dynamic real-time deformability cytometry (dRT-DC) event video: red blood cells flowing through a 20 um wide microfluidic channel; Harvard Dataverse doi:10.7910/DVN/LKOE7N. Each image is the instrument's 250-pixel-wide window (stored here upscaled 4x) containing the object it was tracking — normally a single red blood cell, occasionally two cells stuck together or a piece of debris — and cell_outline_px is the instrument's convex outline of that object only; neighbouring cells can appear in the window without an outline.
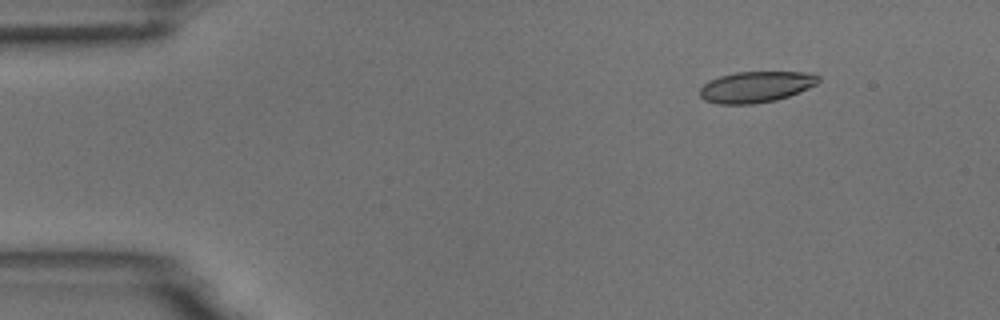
{"species": "common noctule bat (a hibernating species)", "species_latin": "Nyctalus noctula", "temperature_condition": "room temperature", "stored_images_in_passage": 6, "camera_frame_rate_fps": 3000, "um_per_image_px": 0.085, "animal": {"sex": "male", "body_mass_g": 18.8}, "frame": {"image": 1, "passage_image": 2, "time_ms": 0.333, "image_size_px": [1000, 320], "cell_outline_px": [[820, 80], [816, 84], [808, 88], [788, 96], [776, 100], [752, 104], [716, 104], [704, 100], [700, 96], [700, 88], [708, 80], [720, 76], [736, 72], [812, 72], [820, 76]], "centroid_in_image_um": [64.25, 7.38], "position_along_channel_um": 20.8, "area_um2": 21.56}}
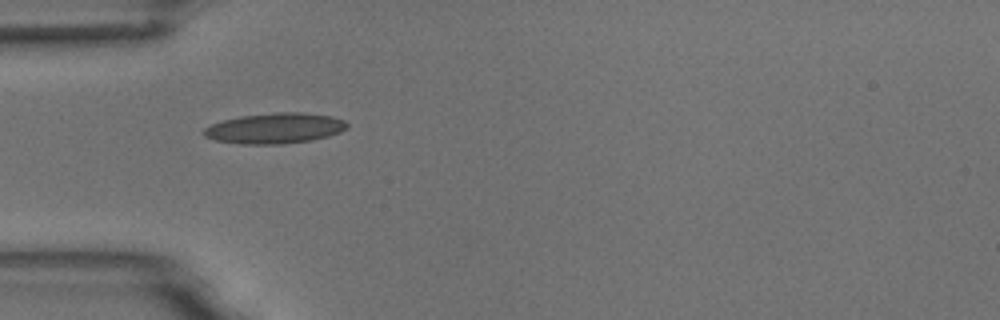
{"frame": {"image": 2, "passage_image": 5, "time_ms": 1.333, "image_size_px": [1000, 320], "cell_outline_px": [[348, 124], [340, 132], [328, 136], [312, 140], [280, 144], [240, 144], [216, 140], [204, 136], [200, 132], [204, 128], [212, 124], [224, 120], [240, 116], [276, 112], [300, 112], [332, 116], [344, 120]], "centroid_in_image_um": [23.34, 10.9], "position_along_channel_um": 61.7, "area_um2": 25.43}}